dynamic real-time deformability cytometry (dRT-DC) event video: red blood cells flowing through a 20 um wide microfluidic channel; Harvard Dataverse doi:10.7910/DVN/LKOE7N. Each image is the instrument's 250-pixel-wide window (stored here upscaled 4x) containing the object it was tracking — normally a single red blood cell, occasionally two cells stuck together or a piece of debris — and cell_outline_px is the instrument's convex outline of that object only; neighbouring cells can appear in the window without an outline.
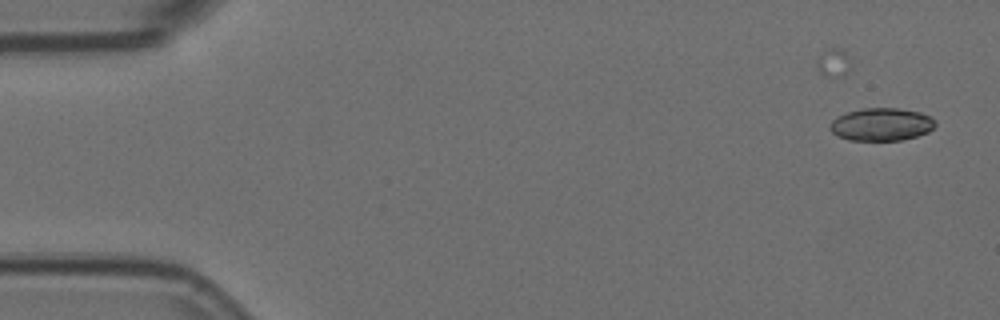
{"species": "Egyptian fruit bat (a non-hibernating species)", "species_latin": "Rousettus aegyptiacus", "temperature_condition": "room temperature", "stored_images_in_passage": 5, "camera_frame_rate_fps": 3000, "um_per_image_px": 0.085, "animal": {"sex": "female"}, "frame": {"image": 1, "passage_image": 1, "time_ms": 0.0, "image_size_px": [1000, 320], "cell_outline_px": [[936, 124], [928, 132], [916, 136], [900, 140], [848, 140], [832, 132], [828, 128], [832, 120], [836, 116], [848, 112], [864, 108], [900, 108], [920, 112], [932, 116], [936, 120]], "centroid_in_image_um": [74.93, 10.56], "position_along_channel_um": 10.1, "area_um2": 20.17}}
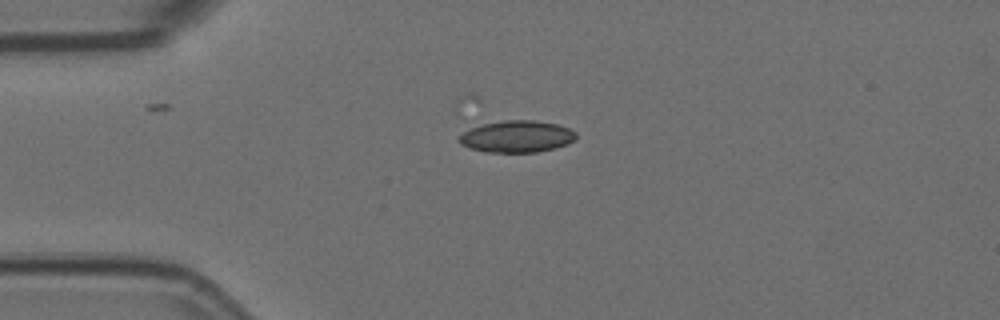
{"frame": {"image": 2, "passage_image": 4, "time_ms": 1.0, "image_size_px": [1000, 320], "cell_outline_px": [[576, 140], [568, 144], [556, 148], [536, 152], [484, 152], [468, 148], [460, 144], [456, 140], [464, 132], [472, 128], [484, 124], [504, 120], [532, 120], [560, 124], [576, 132]], "centroid_in_image_um": [43.95, 11.61], "position_along_channel_um": 41.1, "area_um2": 21.85}}